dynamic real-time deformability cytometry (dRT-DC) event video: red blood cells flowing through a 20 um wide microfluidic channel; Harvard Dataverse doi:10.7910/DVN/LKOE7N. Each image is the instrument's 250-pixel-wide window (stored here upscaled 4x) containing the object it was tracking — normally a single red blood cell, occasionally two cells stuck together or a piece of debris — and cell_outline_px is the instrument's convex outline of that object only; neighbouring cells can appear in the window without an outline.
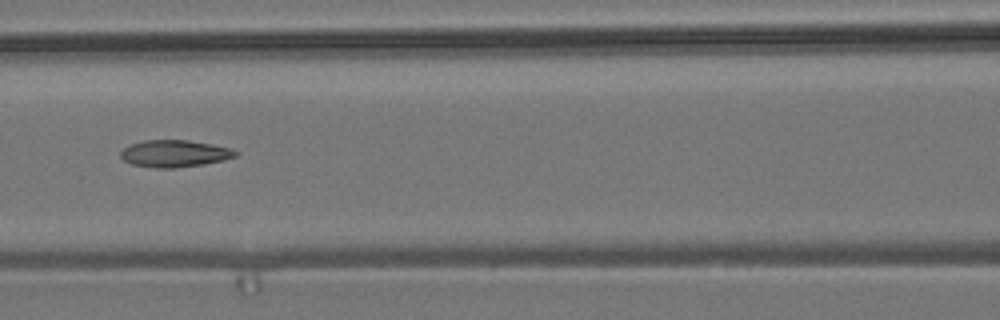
{"species": "common noctule bat (a hibernating species)", "species_latin": "Nyctalus noctula", "temperature_condition": "room temperature", "stored_images_in_passage": 10, "camera_frame_rate_fps": 3000, "um_per_image_px": 0.085, "animal": {"sex": "male", "body_mass_g": 19.2, "forearm_length_mm": 51.8}, "frame": {"image": 1, "passage_image": 7, "time_ms": 2.0, "image_size_px": [1000, 320], "cell_outline_px": [[240, 152], [236, 156], [224, 160], [204, 164], [176, 168], [156, 168], [132, 164], [124, 160], [120, 156], [120, 152], [128, 144], [144, 140], [188, 140], [212, 144], [232, 148]], "centroid_in_image_um": [14.85, 13.05], "position_along_channel_um": 151.7, "area_um2": 18.26}}
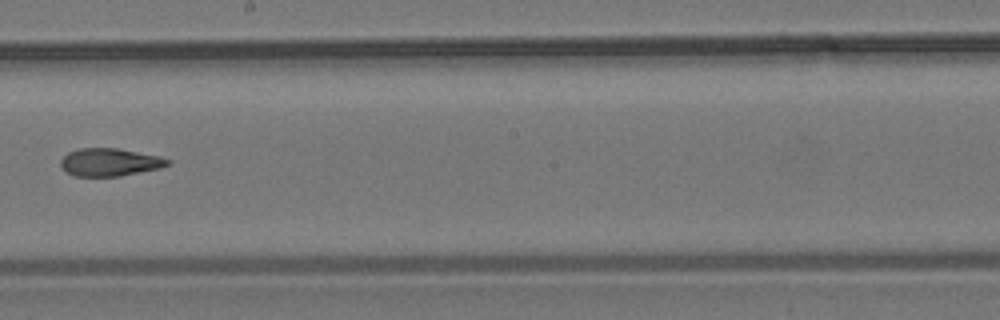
{"frame": {"image": 2, "passage_image": 9, "time_ms": 2.667, "image_size_px": [1000, 320], "cell_outline_px": [[172, 164], [160, 168], [120, 176], [76, 176], [64, 172], [60, 164], [60, 160], [68, 152], [80, 148], [120, 148], [160, 156], [172, 160]], "centroid_in_image_um": [9.35, 13.78], "position_along_channel_um": 238.9, "area_um2": 17.57}}
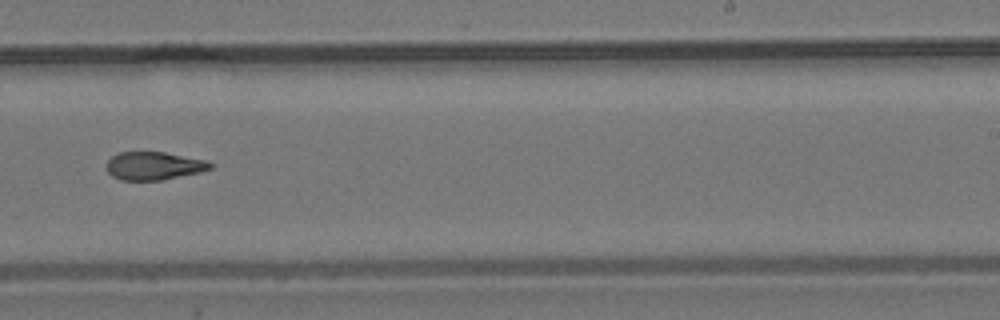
{"frame": {"image": 3, "passage_image": 10, "time_ms": 3.0, "image_size_px": [1000, 320], "cell_outline_px": [[212, 168], [200, 172], [160, 180], [120, 180], [112, 176], [108, 172], [108, 160], [112, 156], [120, 152], [164, 152], [208, 160], [212, 164]], "centroid_in_image_um": [13.1, 14.09], "position_along_channel_um": 275.9, "area_um2": 16.88}}